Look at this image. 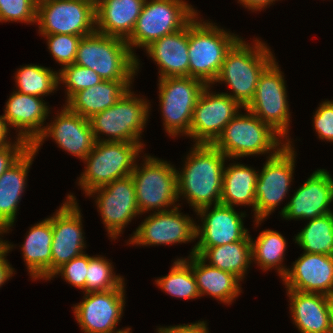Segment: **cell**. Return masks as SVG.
Instances as JSON below:
<instances>
[{"label":"cell","mask_w":333,"mask_h":333,"mask_svg":"<svg viewBox=\"0 0 333 333\" xmlns=\"http://www.w3.org/2000/svg\"><path fill=\"white\" fill-rule=\"evenodd\" d=\"M177 172L178 199H186L196 213L220 203L223 171L229 160L213 144L195 143Z\"/></svg>","instance_id":"obj_1"},{"label":"cell","mask_w":333,"mask_h":333,"mask_svg":"<svg viewBox=\"0 0 333 333\" xmlns=\"http://www.w3.org/2000/svg\"><path fill=\"white\" fill-rule=\"evenodd\" d=\"M257 38L253 45L240 38L226 53L220 72L214 81L225 83L229 95L245 108L252 100L263 71L276 59L270 47Z\"/></svg>","instance_id":"obj_2"},{"label":"cell","mask_w":333,"mask_h":333,"mask_svg":"<svg viewBox=\"0 0 333 333\" xmlns=\"http://www.w3.org/2000/svg\"><path fill=\"white\" fill-rule=\"evenodd\" d=\"M198 16L188 23L189 77L212 85L226 53L241 37Z\"/></svg>","instance_id":"obj_3"},{"label":"cell","mask_w":333,"mask_h":333,"mask_svg":"<svg viewBox=\"0 0 333 333\" xmlns=\"http://www.w3.org/2000/svg\"><path fill=\"white\" fill-rule=\"evenodd\" d=\"M243 109L246 113L238 112L213 143L229 161L255 154L269 153L268 156L271 157L287 144L269 125L247 108Z\"/></svg>","instance_id":"obj_4"},{"label":"cell","mask_w":333,"mask_h":333,"mask_svg":"<svg viewBox=\"0 0 333 333\" xmlns=\"http://www.w3.org/2000/svg\"><path fill=\"white\" fill-rule=\"evenodd\" d=\"M74 64L94 70L103 80H133L137 58L126 40L95 31L81 38Z\"/></svg>","instance_id":"obj_5"},{"label":"cell","mask_w":333,"mask_h":333,"mask_svg":"<svg viewBox=\"0 0 333 333\" xmlns=\"http://www.w3.org/2000/svg\"><path fill=\"white\" fill-rule=\"evenodd\" d=\"M144 143L96 141L93 150L83 160L86 167L77 184L88 194L116 179L131 175Z\"/></svg>","instance_id":"obj_6"},{"label":"cell","mask_w":333,"mask_h":333,"mask_svg":"<svg viewBox=\"0 0 333 333\" xmlns=\"http://www.w3.org/2000/svg\"><path fill=\"white\" fill-rule=\"evenodd\" d=\"M131 90L125 92L114 105L89 118L96 141L143 143L141 135L151 104ZM101 134L106 138H101Z\"/></svg>","instance_id":"obj_7"},{"label":"cell","mask_w":333,"mask_h":333,"mask_svg":"<svg viewBox=\"0 0 333 333\" xmlns=\"http://www.w3.org/2000/svg\"><path fill=\"white\" fill-rule=\"evenodd\" d=\"M197 14V10L185 0H145L134 30L126 40L137 58V72L140 61L134 53L135 48L145 49L165 35L183 29Z\"/></svg>","instance_id":"obj_8"},{"label":"cell","mask_w":333,"mask_h":333,"mask_svg":"<svg viewBox=\"0 0 333 333\" xmlns=\"http://www.w3.org/2000/svg\"><path fill=\"white\" fill-rule=\"evenodd\" d=\"M145 155L143 164L137 165L136 162L131 173L140 214L151 210L163 212L181 206L179 203L176 204L179 201L177 169L170 162Z\"/></svg>","instance_id":"obj_9"},{"label":"cell","mask_w":333,"mask_h":333,"mask_svg":"<svg viewBox=\"0 0 333 333\" xmlns=\"http://www.w3.org/2000/svg\"><path fill=\"white\" fill-rule=\"evenodd\" d=\"M291 143L283 146L275 155L266 156L256 182L255 220L256 227L275 211L287 197L294 178L296 151Z\"/></svg>","instance_id":"obj_10"},{"label":"cell","mask_w":333,"mask_h":333,"mask_svg":"<svg viewBox=\"0 0 333 333\" xmlns=\"http://www.w3.org/2000/svg\"><path fill=\"white\" fill-rule=\"evenodd\" d=\"M163 127L168 136H189L193 110L206 84L199 79L167 77L158 80Z\"/></svg>","instance_id":"obj_11"},{"label":"cell","mask_w":333,"mask_h":333,"mask_svg":"<svg viewBox=\"0 0 333 333\" xmlns=\"http://www.w3.org/2000/svg\"><path fill=\"white\" fill-rule=\"evenodd\" d=\"M276 59L261 74L255 94L245 107L263 123L269 125L287 143L289 138L290 109L286 81Z\"/></svg>","instance_id":"obj_12"},{"label":"cell","mask_w":333,"mask_h":333,"mask_svg":"<svg viewBox=\"0 0 333 333\" xmlns=\"http://www.w3.org/2000/svg\"><path fill=\"white\" fill-rule=\"evenodd\" d=\"M40 35L87 36L96 31L95 6L86 0H49L37 5Z\"/></svg>","instance_id":"obj_13"},{"label":"cell","mask_w":333,"mask_h":333,"mask_svg":"<svg viewBox=\"0 0 333 333\" xmlns=\"http://www.w3.org/2000/svg\"><path fill=\"white\" fill-rule=\"evenodd\" d=\"M125 282L118 288L84 293L83 301L73 306L75 319L84 333H131V327L116 329L125 306Z\"/></svg>","instance_id":"obj_14"},{"label":"cell","mask_w":333,"mask_h":333,"mask_svg":"<svg viewBox=\"0 0 333 333\" xmlns=\"http://www.w3.org/2000/svg\"><path fill=\"white\" fill-rule=\"evenodd\" d=\"M87 196L95 197L94 201L110 237L109 239L115 240L120 237L124 227L133 218L141 215L131 175L96 188L89 192Z\"/></svg>","instance_id":"obj_15"},{"label":"cell","mask_w":333,"mask_h":333,"mask_svg":"<svg viewBox=\"0 0 333 333\" xmlns=\"http://www.w3.org/2000/svg\"><path fill=\"white\" fill-rule=\"evenodd\" d=\"M75 197L71 193L68 194L66 201L48 217L53 230L51 276L59 267L85 253L82 213Z\"/></svg>","instance_id":"obj_16"},{"label":"cell","mask_w":333,"mask_h":333,"mask_svg":"<svg viewBox=\"0 0 333 333\" xmlns=\"http://www.w3.org/2000/svg\"><path fill=\"white\" fill-rule=\"evenodd\" d=\"M206 85L193 110L189 136L194 143L213 144L225 126L243 107L225 92L210 91Z\"/></svg>","instance_id":"obj_17"},{"label":"cell","mask_w":333,"mask_h":333,"mask_svg":"<svg viewBox=\"0 0 333 333\" xmlns=\"http://www.w3.org/2000/svg\"><path fill=\"white\" fill-rule=\"evenodd\" d=\"M179 208L150 213L128 239V244L173 245L196 240L197 223L189 215L180 213Z\"/></svg>","instance_id":"obj_18"},{"label":"cell","mask_w":333,"mask_h":333,"mask_svg":"<svg viewBox=\"0 0 333 333\" xmlns=\"http://www.w3.org/2000/svg\"><path fill=\"white\" fill-rule=\"evenodd\" d=\"M196 215H199L202 224L196 225V238L199 240L189 256L195 254V247H214L250 240L248 229L243 223L247 215L245 212H237L234 207L219 203L198 210Z\"/></svg>","instance_id":"obj_19"},{"label":"cell","mask_w":333,"mask_h":333,"mask_svg":"<svg viewBox=\"0 0 333 333\" xmlns=\"http://www.w3.org/2000/svg\"><path fill=\"white\" fill-rule=\"evenodd\" d=\"M53 119L45 124L43 133L31 147L38 153L44 140L52 137L57 147L83 161L96 144L89 119L70 111L65 105Z\"/></svg>","instance_id":"obj_20"},{"label":"cell","mask_w":333,"mask_h":333,"mask_svg":"<svg viewBox=\"0 0 333 333\" xmlns=\"http://www.w3.org/2000/svg\"><path fill=\"white\" fill-rule=\"evenodd\" d=\"M333 178L325 169L315 170L281 209L285 220H310L333 212Z\"/></svg>","instance_id":"obj_21"},{"label":"cell","mask_w":333,"mask_h":333,"mask_svg":"<svg viewBox=\"0 0 333 333\" xmlns=\"http://www.w3.org/2000/svg\"><path fill=\"white\" fill-rule=\"evenodd\" d=\"M5 106L2 116L6 126L9 130L15 127L17 137L31 146L45 129L44 123L50 114L49 106L42 97L18 91H13Z\"/></svg>","instance_id":"obj_22"},{"label":"cell","mask_w":333,"mask_h":333,"mask_svg":"<svg viewBox=\"0 0 333 333\" xmlns=\"http://www.w3.org/2000/svg\"><path fill=\"white\" fill-rule=\"evenodd\" d=\"M291 267L282 278L286 290L323 295L333 290V256L303 252Z\"/></svg>","instance_id":"obj_23"},{"label":"cell","mask_w":333,"mask_h":333,"mask_svg":"<svg viewBox=\"0 0 333 333\" xmlns=\"http://www.w3.org/2000/svg\"><path fill=\"white\" fill-rule=\"evenodd\" d=\"M36 151L30 147L0 176V229L9 233L16 219L18 205L27 184V174Z\"/></svg>","instance_id":"obj_24"},{"label":"cell","mask_w":333,"mask_h":333,"mask_svg":"<svg viewBox=\"0 0 333 333\" xmlns=\"http://www.w3.org/2000/svg\"><path fill=\"white\" fill-rule=\"evenodd\" d=\"M144 50L158 65L159 79L189 76L188 24L152 42Z\"/></svg>","instance_id":"obj_25"},{"label":"cell","mask_w":333,"mask_h":333,"mask_svg":"<svg viewBox=\"0 0 333 333\" xmlns=\"http://www.w3.org/2000/svg\"><path fill=\"white\" fill-rule=\"evenodd\" d=\"M291 318L300 333H333L326 295L286 290Z\"/></svg>","instance_id":"obj_26"},{"label":"cell","mask_w":333,"mask_h":333,"mask_svg":"<svg viewBox=\"0 0 333 333\" xmlns=\"http://www.w3.org/2000/svg\"><path fill=\"white\" fill-rule=\"evenodd\" d=\"M145 0H103L95 7L96 31L127 40Z\"/></svg>","instance_id":"obj_27"},{"label":"cell","mask_w":333,"mask_h":333,"mask_svg":"<svg viewBox=\"0 0 333 333\" xmlns=\"http://www.w3.org/2000/svg\"><path fill=\"white\" fill-rule=\"evenodd\" d=\"M133 80H102L95 86L74 93L65 106L72 112L84 118L104 111L114 105L131 86Z\"/></svg>","instance_id":"obj_28"},{"label":"cell","mask_w":333,"mask_h":333,"mask_svg":"<svg viewBox=\"0 0 333 333\" xmlns=\"http://www.w3.org/2000/svg\"><path fill=\"white\" fill-rule=\"evenodd\" d=\"M52 238V224L46 218L29 228L20 246L27 270L34 281L51 277Z\"/></svg>","instance_id":"obj_29"},{"label":"cell","mask_w":333,"mask_h":333,"mask_svg":"<svg viewBox=\"0 0 333 333\" xmlns=\"http://www.w3.org/2000/svg\"><path fill=\"white\" fill-rule=\"evenodd\" d=\"M191 268L201 297L209 295L221 303L231 305L242 292L241 280L238 277L206 264L197 254L191 255Z\"/></svg>","instance_id":"obj_30"},{"label":"cell","mask_w":333,"mask_h":333,"mask_svg":"<svg viewBox=\"0 0 333 333\" xmlns=\"http://www.w3.org/2000/svg\"><path fill=\"white\" fill-rule=\"evenodd\" d=\"M230 164L224 167L220 203L231 207L250 206L255 218L256 182L259 170L240 163Z\"/></svg>","instance_id":"obj_31"},{"label":"cell","mask_w":333,"mask_h":333,"mask_svg":"<svg viewBox=\"0 0 333 333\" xmlns=\"http://www.w3.org/2000/svg\"><path fill=\"white\" fill-rule=\"evenodd\" d=\"M195 254L208 261L209 265L234 274L241 281L253 263L251 240H240L214 247H195Z\"/></svg>","instance_id":"obj_32"},{"label":"cell","mask_w":333,"mask_h":333,"mask_svg":"<svg viewBox=\"0 0 333 333\" xmlns=\"http://www.w3.org/2000/svg\"><path fill=\"white\" fill-rule=\"evenodd\" d=\"M256 238L253 240L250 235L252 261L263 271L275 268L283 278L289 269L282 264L288 244L285 237L277 231L266 229Z\"/></svg>","instance_id":"obj_33"},{"label":"cell","mask_w":333,"mask_h":333,"mask_svg":"<svg viewBox=\"0 0 333 333\" xmlns=\"http://www.w3.org/2000/svg\"><path fill=\"white\" fill-rule=\"evenodd\" d=\"M295 236L304 252L333 256V212L310 219Z\"/></svg>","instance_id":"obj_34"},{"label":"cell","mask_w":333,"mask_h":333,"mask_svg":"<svg viewBox=\"0 0 333 333\" xmlns=\"http://www.w3.org/2000/svg\"><path fill=\"white\" fill-rule=\"evenodd\" d=\"M155 282L164 293L176 298L191 300L201 297L191 268V256L177 258L169 274L159 277Z\"/></svg>","instance_id":"obj_35"},{"label":"cell","mask_w":333,"mask_h":333,"mask_svg":"<svg viewBox=\"0 0 333 333\" xmlns=\"http://www.w3.org/2000/svg\"><path fill=\"white\" fill-rule=\"evenodd\" d=\"M15 74L16 91L22 94L43 98L57 91L59 87L58 71L41 65L22 66Z\"/></svg>","instance_id":"obj_36"},{"label":"cell","mask_w":333,"mask_h":333,"mask_svg":"<svg viewBox=\"0 0 333 333\" xmlns=\"http://www.w3.org/2000/svg\"><path fill=\"white\" fill-rule=\"evenodd\" d=\"M112 262L103 256H90L87 267L85 293L103 292L118 288L125 280L116 275Z\"/></svg>","instance_id":"obj_37"},{"label":"cell","mask_w":333,"mask_h":333,"mask_svg":"<svg viewBox=\"0 0 333 333\" xmlns=\"http://www.w3.org/2000/svg\"><path fill=\"white\" fill-rule=\"evenodd\" d=\"M103 79L92 69L76 64L64 66L58 71L59 85L66 87V101L76 92L99 84Z\"/></svg>","instance_id":"obj_38"},{"label":"cell","mask_w":333,"mask_h":333,"mask_svg":"<svg viewBox=\"0 0 333 333\" xmlns=\"http://www.w3.org/2000/svg\"><path fill=\"white\" fill-rule=\"evenodd\" d=\"M47 40V46L54 60L64 66L74 64L78 44L82 36L70 34L42 35Z\"/></svg>","instance_id":"obj_39"},{"label":"cell","mask_w":333,"mask_h":333,"mask_svg":"<svg viewBox=\"0 0 333 333\" xmlns=\"http://www.w3.org/2000/svg\"><path fill=\"white\" fill-rule=\"evenodd\" d=\"M34 0H0V22L36 23Z\"/></svg>","instance_id":"obj_40"},{"label":"cell","mask_w":333,"mask_h":333,"mask_svg":"<svg viewBox=\"0 0 333 333\" xmlns=\"http://www.w3.org/2000/svg\"><path fill=\"white\" fill-rule=\"evenodd\" d=\"M88 263L89 255L84 253L59 267L48 280L55 278L56 275L62 276L67 283L83 290V293H85Z\"/></svg>","instance_id":"obj_41"},{"label":"cell","mask_w":333,"mask_h":333,"mask_svg":"<svg viewBox=\"0 0 333 333\" xmlns=\"http://www.w3.org/2000/svg\"><path fill=\"white\" fill-rule=\"evenodd\" d=\"M313 126L319 139L333 143V101H322L313 115Z\"/></svg>","instance_id":"obj_42"},{"label":"cell","mask_w":333,"mask_h":333,"mask_svg":"<svg viewBox=\"0 0 333 333\" xmlns=\"http://www.w3.org/2000/svg\"><path fill=\"white\" fill-rule=\"evenodd\" d=\"M13 143L0 146V176L31 147L25 140L17 137Z\"/></svg>","instance_id":"obj_43"},{"label":"cell","mask_w":333,"mask_h":333,"mask_svg":"<svg viewBox=\"0 0 333 333\" xmlns=\"http://www.w3.org/2000/svg\"><path fill=\"white\" fill-rule=\"evenodd\" d=\"M158 333H209L206 321H196L191 324H179L168 327H158Z\"/></svg>","instance_id":"obj_44"},{"label":"cell","mask_w":333,"mask_h":333,"mask_svg":"<svg viewBox=\"0 0 333 333\" xmlns=\"http://www.w3.org/2000/svg\"><path fill=\"white\" fill-rule=\"evenodd\" d=\"M14 244L4 240V246L0 249V287L5 284L13 274L15 269L6 259L7 254L13 249Z\"/></svg>","instance_id":"obj_45"},{"label":"cell","mask_w":333,"mask_h":333,"mask_svg":"<svg viewBox=\"0 0 333 333\" xmlns=\"http://www.w3.org/2000/svg\"><path fill=\"white\" fill-rule=\"evenodd\" d=\"M278 0H238L243 7L247 8L248 10L254 11H261L268 6L270 7L273 2Z\"/></svg>","instance_id":"obj_46"},{"label":"cell","mask_w":333,"mask_h":333,"mask_svg":"<svg viewBox=\"0 0 333 333\" xmlns=\"http://www.w3.org/2000/svg\"><path fill=\"white\" fill-rule=\"evenodd\" d=\"M9 131L10 130L6 126L4 117L2 115H0V146L11 142L10 139L8 140V138H10V137H7V136H9L8 133L10 134Z\"/></svg>","instance_id":"obj_47"},{"label":"cell","mask_w":333,"mask_h":333,"mask_svg":"<svg viewBox=\"0 0 333 333\" xmlns=\"http://www.w3.org/2000/svg\"><path fill=\"white\" fill-rule=\"evenodd\" d=\"M328 306H329V312L331 315V321L333 325V290L326 295Z\"/></svg>","instance_id":"obj_48"},{"label":"cell","mask_w":333,"mask_h":333,"mask_svg":"<svg viewBox=\"0 0 333 333\" xmlns=\"http://www.w3.org/2000/svg\"><path fill=\"white\" fill-rule=\"evenodd\" d=\"M4 230L0 229V249L4 246V240L1 238V235H3Z\"/></svg>","instance_id":"obj_49"},{"label":"cell","mask_w":333,"mask_h":333,"mask_svg":"<svg viewBox=\"0 0 333 333\" xmlns=\"http://www.w3.org/2000/svg\"><path fill=\"white\" fill-rule=\"evenodd\" d=\"M86 1L92 3L96 7L103 0H86Z\"/></svg>","instance_id":"obj_50"},{"label":"cell","mask_w":333,"mask_h":333,"mask_svg":"<svg viewBox=\"0 0 333 333\" xmlns=\"http://www.w3.org/2000/svg\"><path fill=\"white\" fill-rule=\"evenodd\" d=\"M34 1L38 5L40 3H44V2L49 1V0H34Z\"/></svg>","instance_id":"obj_51"}]
</instances>
